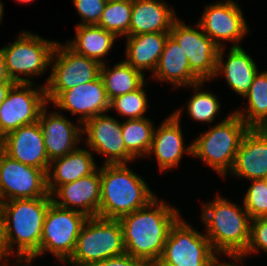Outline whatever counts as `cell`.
<instances>
[{"label":"cell","instance_id":"17","mask_svg":"<svg viewBox=\"0 0 267 266\" xmlns=\"http://www.w3.org/2000/svg\"><path fill=\"white\" fill-rule=\"evenodd\" d=\"M57 109L70 111L79 115V126L86 120L110 110V100L105 91L104 83L97 79L63 91L53 102Z\"/></svg>","mask_w":267,"mask_h":266},{"label":"cell","instance_id":"23","mask_svg":"<svg viewBox=\"0 0 267 266\" xmlns=\"http://www.w3.org/2000/svg\"><path fill=\"white\" fill-rule=\"evenodd\" d=\"M92 154L89 149L78 147L63 157L53 159L46 173L48 193L51 195L59 186L94 173L98 168Z\"/></svg>","mask_w":267,"mask_h":266},{"label":"cell","instance_id":"40","mask_svg":"<svg viewBox=\"0 0 267 266\" xmlns=\"http://www.w3.org/2000/svg\"><path fill=\"white\" fill-rule=\"evenodd\" d=\"M15 84V82H4L0 83V105L4 102L7 93L11 89V87Z\"/></svg>","mask_w":267,"mask_h":266},{"label":"cell","instance_id":"19","mask_svg":"<svg viewBox=\"0 0 267 266\" xmlns=\"http://www.w3.org/2000/svg\"><path fill=\"white\" fill-rule=\"evenodd\" d=\"M51 197L52 202L62 208L78 211L87 217H97L101 199L100 168L91 175L59 186Z\"/></svg>","mask_w":267,"mask_h":266},{"label":"cell","instance_id":"36","mask_svg":"<svg viewBox=\"0 0 267 266\" xmlns=\"http://www.w3.org/2000/svg\"><path fill=\"white\" fill-rule=\"evenodd\" d=\"M81 23L77 25H98L108 0H72Z\"/></svg>","mask_w":267,"mask_h":266},{"label":"cell","instance_id":"1","mask_svg":"<svg viewBox=\"0 0 267 266\" xmlns=\"http://www.w3.org/2000/svg\"><path fill=\"white\" fill-rule=\"evenodd\" d=\"M178 208L156 197L145 207L121 216L125 253L145 265L159 260L171 226L180 217Z\"/></svg>","mask_w":267,"mask_h":266},{"label":"cell","instance_id":"38","mask_svg":"<svg viewBox=\"0 0 267 266\" xmlns=\"http://www.w3.org/2000/svg\"><path fill=\"white\" fill-rule=\"evenodd\" d=\"M11 254L8 250V246H7V240H6V234H5V224H4V219L2 217V214L0 212V266H4L8 263V260L10 257L11 258ZM6 259V261L4 260ZM8 259V260H7Z\"/></svg>","mask_w":267,"mask_h":266},{"label":"cell","instance_id":"22","mask_svg":"<svg viewBox=\"0 0 267 266\" xmlns=\"http://www.w3.org/2000/svg\"><path fill=\"white\" fill-rule=\"evenodd\" d=\"M225 48L219 49L216 63V77L221 74L225 77L231 89L241 97H244L253 83L255 75L258 73L257 65L252 57L240 47L230 46L227 60L224 61Z\"/></svg>","mask_w":267,"mask_h":266},{"label":"cell","instance_id":"46","mask_svg":"<svg viewBox=\"0 0 267 266\" xmlns=\"http://www.w3.org/2000/svg\"><path fill=\"white\" fill-rule=\"evenodd\" d=\"M111 1H120V0H111ZM126 1H134V0H126Z\"/></svg>","mask_w":267,"mask_h":266},{"label":"cell","instance_id":"2","mask_svg":"<svg viewBox=\"0 0 267 266\" xmlns=\"http://www.w3.org/2000/svg\"><path fill=\"white\" fill-rule=\"evenodd\" d=\"M52 197L16 199L0 203L7 246L17 261H30L40 251L43 225Z\"/></svg>","mask_w":267,"mask_h":266},{"label":"cell","instance_id":"34","mask_svg":"<svg viewBox=\"0 0 267 266\" xmlns=\"http://www.w3.org/2000/svg\"><path fill=\"white\" fill-rule=\"evenodd\" d=\"M244 196V208L251 219L267 216V179L251 180Z\"/></svg>","mask_w":267,"mask_h":266},{"label":"cell","instance_id":"42","mask_svg":"<svg viewBox=\"0 0 267 266\" xmlns=\"http://www.w3.org/2000/svg\"><path fill=\"white\" fill-rule=\"evenodd\" d=\"M15 260V262H14V266H31L32 264H30V263H32L31 261H17L16 259H14Z\"/></svg>","mask_w":267,"mask_h":266},{"label":"cell","instance_id":"28","mask_svg":"<svg viewBox=\"0 0 267 266\" xmlns=\"http://www.w3.org/2000/svg\"><path fill=\"white\" fill-rule=\"evenodd\" d=\"M109 68L106 63L102 64L100 76L110 102L116 97L138 89L146 81L145 74L134 69L124 60L116 63L113 68Z\"/></svg>","mask_w":267,"mask_h":266},{"label":"cell","instance_id":"12","mask_svg":"<svg viewBox=\"0 0 267 266\" xmlns=\"http://www.w3.org/2000/svg\"><path fill=\"white\" fill-rule=\"evenodd\" d=\"M39 197H51L46 172L14 160L0 149V203Z\"/></svg>","mask_w":267,"mask_h":266},{"label":"cell","instance_id":"25","mask_svg":"<svg viewBox=\"0 0 267 266\" xmlns=\"http://www.w3.org/2000/svg\"><path fill=\"white\" fill-rule=\"evenodd\" d=\"M176 19L175 10L164 0H134L132 1L129 36L170 32Z\"/></svg>","mask_w":267,"mask_h":266},{"label":"cell","instance_id":"14","mask_svg":"<svg viewBox=\"0 0 267 266\" xmlns=\"http://www.w3.org/2000/svg\"><path fill=\"white\" fill-rule=\"evenodd\" d=\"M85 144L98 155L106 156L103 164H128L136 159L123 141L122 122L107 113L97 115L82 124Z\"/></svg>","mask_w":267,"mask_h":266},{"label":"cell","instance_id":"6","mask_svg":"<svg viewBox=\"0 0 267 266\" xmlns=\"http://www.w3.org/2000/svg\"><path fill=\"white\" fill-rule=\"evenodd\" d=\"M124 253L119 220L89 217L77 238L75 250L66 263L71 266H90Z\"/></svg>","mask_w":267,"mask_h":266},{"label":"cell","instance_id":"43","mask_svg":"<svg viewBox=\"0 0 267 266\" xmlns=\"http://www.w3.org/2000/svg\"><path fill=\"white\" fill-rule=\"evenodd\" d=\"M146 266H167L164 263L160 262L159 260H156L154 262L148 263Z\"/></svg>","mask_w":267,"mask_h":266},{"label":"cell","instance_id":"4","mask_svg":"<svg viewBox=\"0 0 267 266\" xmlns=\"http://www.w3.org/2000/svg\"><path fill=\"white\" fill-rule=\"evenodd\" d=\"M201 220L216 254H244L250 242L251 218L241 206L216 196L203 204Z\"/></svg>","mask_w":267,"mask_h":266},{"label":"cell","instance_id":"11","mask_svg":"<svg viewBox=\"0 0 267 266\" xmlns=\"http://www.w3.org/2000/svg\"><path fill=\"white\" fill-rule=\"evenodd\" d=\"M15 83L0 105V139L21 126L38 121L41 110L48 105L45 86Z\"/></svg>","mask_w":267,"mask_h":266},{"label":"cell","instance_id":"32","mask_svg":"<svg viewBox=\"0 0 267 266\" xmlns=\"http://www.w3.org/2000/svg\"><path fill=\"white\" fill-rule=\"evenodd\" d=\"M204 83L205 81H202L191 86L195 92L191 95L186 109L193 120L212 123L220 111L221 104L216 95L200 89Z\"/></svg>","mask_w":267,"mask_h":266},{"label":"cell","instance_id":"5","mask_svg":"<svg viewBox=\"0 0 267 266\" xmlns=\"http://www.w3.org/2000/svg\"><path fill=\"white\" fill-rule=\"evenodd\" d=\"M210 127L192 142V157L203 160L224 178L234 166L241 140L249 127L235 112Z\"/></svg>","mask_w":267,"mask_h":266},{"label":"cell","instance_id":"21","mask_svg":"<svg viewBox=\"0 0 267 266\" xmlns=\"http://www.w3.org/2000/svg\"><path fill=\"white\" fill-rule=\"evenodd\" d=\"M229 173L248 181L267 179V128H249Z\"/></svg>","mask_w":267,"mask_h":266},{"label":"cell","instance_id":"33","mask_svg":"<svg viewBox=\"0 0 267 266\" xmlns=\"http://www.w3.org/2000/svg\"><path fill=\"white\" fill-rule=\"evenodd\" d=\"M144 84H148L147 81L138 89L114 98L110 102V110L115 109L121 117L128 116V120L145 118L148 103Z\"/></svg>","mask_w":267,"mask_h":266},{"label":"cell","instance_id":"30","mask_svg":"<svg viewBox=\"0 0 267 266\" xmlns=\"http://www.w3.org/2000/svg\"><path fill=\"white\" fill-rule=\"evenodd\" d=\"M149 118L126 119L122 122V135L126 149L135 157H147L155 128Z\"/></svg>","mask_w":267,"mask_h":266},{"label":"cell","instance_id":"16","mask_svg":"<svg viewBox=\"0 0 267 266\" xmlns=\"http://www.w3.org/2000/svg\"><path fill=\"white\" fill-rule=\"evenodd\" d=\"M0 149L10 158L25 165L48 171L50 160L39 122L24 125L0 139Z\"/></svg>","mask_w":267,"mask_h":266},{"label":"cell","instance_id":"26","mask_svg":"<svg viewBox=\"0 0 267 266\" xmlns=\"http://www.w3.org/2000/svg\"><path fill=\"white\" fill-rule=\"evenodd\" d=\"M169 36V32L127 36L124 61L142 74L145 70L153 74Z\"/></svg>","mask_w":267,"mask_h":266},{"label":"cell","instance_id":"45","mask_svg":"<svg viewBox=\"0 0 267 266\" xmlns=\"http://www.w3.org/2000/svg\"><path fill=\"white\" fill-rule=\"evenodd\" d=\"M15 1H17V2H19V3H24V4H27V3H30V2H33L34 0H15Z\"/></svg>","mask_w":267,"mask_h":266},{"label":"cell","instance_id":"39","mask_svg":"<svg viewBox=\"0 0 267 266\" xmlns=\"http://www.w3.org/2000/svg\"><path fill=\"white\" fill-rule=\"evenodd\" d=\"M4 82H14V81L8 77V74L6 72V65H5L4 57L0 49V83H4Z\"/></svg>","mask_w":267,"mask_h":266},{"label":"cell","instance_id":"44","mask_svg":"<svg viewBox=\"0 0 267 266\" xmlns=\"http://www.w3.org/2000/svg\"><path fill=\"white\" fill-rule=\"evenodd\" d=\"M4 3H1L0 1V22L2 21L3 13H4Z\"/></svg>","mask_w":267,"mask_h":266},{"label":"cell","instance_id":"15","mask_svg":"<svg viewBox=\"0 0 267 266\" xmlns=\"http://www.w3.org/2000/svg\"><path fill=\"white\" fill-rule=\"evenodd\" d=\"M198 24L220 48L225 47L221 41H230L232 47H240V41L249 32L242 9L233 0L207 5Z\"/></svg>","mask_w":267,"mask_h":266},{"label":"cell","instance_id":"3","mask_svg":"<svg viewBox=\"0 0 267 266\" xmlns=\"http://www.w3.org/2000/svg\"><path fill=\"white\" fill-rule=\"evenodd\" d=\"M100 176V218L119 219L145 207L157 197L144 178L129 169L128 164H102Z\"/></svg>","mask_w":267,"mask_h":266},{"label":"cell","instance_id":"31","mask_svg":"<svg viewBox=\"0 0 267 266\" xmlns=\"http://www.w3.org/2000/svg\"><path fill=\"white\" fill-rule=\"evenodd\" d=\"M132 15V1L108 0L100 17L98 26L114 33L117 37L129 36V27Z\"/></svg>","mask_w":267,"mask_h":266},{"label":"cell","instance_id":"7","mask_svg":"<svg viewBox=\"0 0 267 266\" xmlns=\"http://www.w3.org/2000/svg\"><path fill=\"white\" fill-rule=\"evenodd\" d=\"M56 43L29 31L21 32L13 43L1 48L8 77L15 83H33L30 77L50 67Z\"/></svg>","mask_w":267,"mask_h":266},{"label":"cell","instance_id":"18","mask_svg":"<svg viewBox=\"0 0 267 266\" xmlns=\"http://www.w3.org/2000/svg\"><path fill=\"white\" fill-rule=\"evenodd\" d=\"M182 110H176L155 128L152 145L147 157L154 154L158 161L161 173L171 168H176L183 154L192 156V142L185 147L182 129L180 128V117Z\"/></svg>","mask_w":267,"mask_h":266},{"label":"cell","instance_id":"20","mask_svg":"<svg viewBox=\"0 0 267 266\" xmlns=\"http://www.w3.org/2000/svg\"><path fill=\"white\" fill-rule=\"evenodd\" d=\"M38 122L44 137V145L50 161L71 153L82 139V125L73 124L62 113H47V105L41 110Z\"/></svg>","mask_w":267,"mask_h":266},{"label":"cell","instance_id":"29","mask_svg":"<svg viewBox=\"0 0 267 266\" xmlns=\"http://www.w3.org/2000/svg\"><path fill=\"white\" fill-rule=\"evenodd\" d=\"M247 110L234 112L246 123L249 128H267V71L258 72L248 93Z\"/></svg>","mask_w":267,"mask_h":266},{"label":"cell","instance_id":"35","mask_svg":"<svg viewBox=\"0 0 267 266\" xmlns=\"http://www.w3.org/2000/svg\"><path fill=\"white\" fill-rule=\"evenodd\" d=\"M258 249L267 252V217L251 219L250 242L245 253L228 254L227 257L242 264L246 255H251L253 252L258 253Z\"/></svg>","mask_w":267,"mask_h":266},{"label":"cell","instance_id":"10","mask_svg":"<svg viewBox=\"0 0 267 266\" xmlns=\"http://www.w3.org/2000/svg\"><path fill=\"white\" fill-rule=\"evenodd\" d=\"M215 255L206 235L180 216L170 228L159 261L167 266H206Z\"/></svg>","mask_w":267,"mask_h":266},{"label":"cell","instance_id":"41","mask_svg":"<svg viewBox=\"0 0 267 266\" xmlns=\"http://www.w3.org/2000/svg\"><path fill=\"white\" fill-rule=\"evenodd\" d=\"M217 256H220L218 254H216L209 262L206 266H240L239 263L237 264L236 262H222L221 260H219V257ZM221 262V263H220Z\"/></svg>","mask_w":267,"mask_h":266},{"label":"cell","instance_id":"27","mask_svg":"<svg viewBox=\"0 0 267 266\" xmlns=\"http://www.w3.org/2000/svg\"><path fill=\"white\" fill-rule=\"evenodd\" d=\"M75 29V39L67 40L66 44L76 53L105 64L103 57L109 54L118 37L98 25H76Z\"/></svg>","mask_w":267,"mask_h":266},{"label":"cell","instance_id":"24","mask_svg":"<svg viewBox=\"0 0 267 266\" xmlns=\"http://www.w3.org/2000/svg\"><path fill=\"white\" fill-rule=\"evenodd\" d=\"M152 79L170 82L173 87H191L202 80L191 70L187 56L179 44L169 36Z\"/></svg>","mask_w":267,"mask_h":266},{"label":"cell","instance_id":"9","mask_svg":"<svg viewBox=\"0 0 267 266\" xmlns=\"http://www.w3.org/2000/svg\"><path fill=\"white\" fill-rule=\"evenodd\" d=\"M89 217L51 202L46 212L40 251L30 260L50 252L63 263L72 256L80 231Z\"/></svg>","mask_w":267,"mask_h":266},{"label":"cell","instance_id":"37","mask_svg":"<svg viewBox=\"0 0 267 266\" xmlns=\"http://www.w3.org/2000/svg\"><path fill=\"white\" fill-rule=\"evenodd\" d=\"M90 266H146L141 260L134 258L128 253L110 257Z\"/></svg>","mask_w":267,"mask_h":266},{"label":"cell","instance_id":"8","mask_svg":"<svg viewBox=\"0 0 267 266\" xmlns=\"http://www.w3.org/2000/svg\"><path fill=\"white\" fill-rule=\"evenodd\" d=\"M50 66L51 72L44 85L48 104L63 91L97 79L101 68L96 60L80 55L60 42L55 45Z\"/></svg>","mask_w":267,"mask_h":266},{"label":"cell","instance_id":"13","mask_svg":"<svg viewBox=\"0 0 267 266\" xmlns=\"http://www.w3.org/2000/svg\"><path fill=\"white\" fill-rule=\"evenodd\" d=\"M195 26L192 28L177 18L169 35L182 48L191 70L206 82L214 78L220 47L203 32L198 23Z\"/></svg>","mask_w":267,"mask_h":266}]
</instances>
